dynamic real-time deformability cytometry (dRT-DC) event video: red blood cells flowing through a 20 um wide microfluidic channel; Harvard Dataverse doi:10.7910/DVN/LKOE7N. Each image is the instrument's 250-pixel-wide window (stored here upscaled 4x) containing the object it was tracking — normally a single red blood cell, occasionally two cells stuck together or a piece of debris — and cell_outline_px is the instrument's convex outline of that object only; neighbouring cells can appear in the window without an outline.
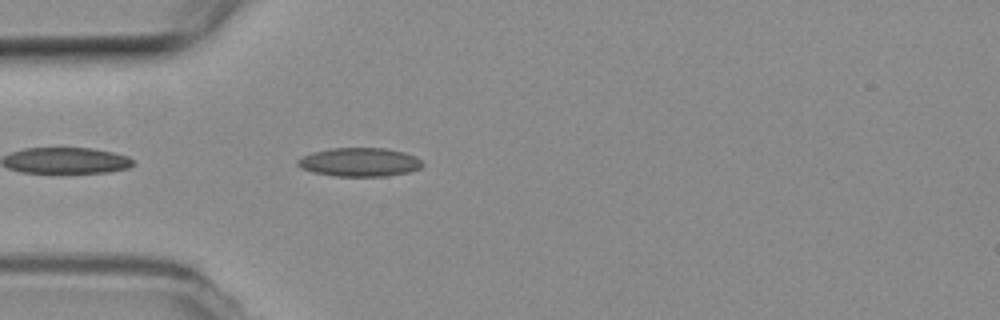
{"species": "common noctule bat (a hibernating species)", "species_latin": "Nyctalus noctula", "temperature_condition": "room temperature", "stored_images_in_passage": 8, "camera_frame_rate_fps": 3000, "um_per_image_px": 0.085, "animal": {"sex": "female", "body_mass_g": 19.3, "forearm_length_mm": 54.1}, "frame": {"image": 1, "passage_image": 3, "time_ms": 0.667, "image_size_px": [1000, 320], "cell_outline_px": [[424, 164], [420, 168], [408, 172], [384, 176], [332, 176], [312, 172], [300, 168], [296, 164], [296, 160], [312, 152], [332, 148], [388, 148], [404, 152], [416, 156], [424, 160]], "centroid_in_image_um": [30.57, 13.78], "position_along_channel_um": 54.4, "area_um2": 21.1}}
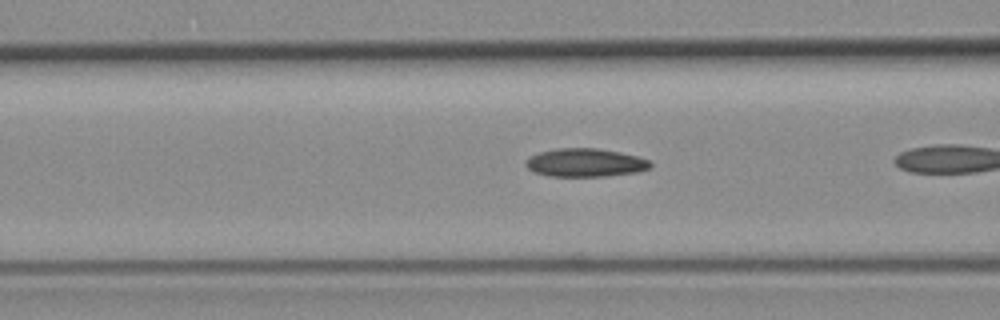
{"frame": {"image": 2, "passage_image": 6, "time_ms": 1.667, "image_size_px": [1000, 320], "cell_outline_px": [[652, 164], [648, 168], [636, 172], [604, 176], [548, 176], [532, 172], [524, 164], [524, 160], [528, 156], [540, 152], [556, 148], [596, 148], [620, 152], [636, 156], [648, 160]], "centroid_in_image_um": [49.66, 13.82], "position_along_channel_um": 116.9, "area_um2": 20.58}}